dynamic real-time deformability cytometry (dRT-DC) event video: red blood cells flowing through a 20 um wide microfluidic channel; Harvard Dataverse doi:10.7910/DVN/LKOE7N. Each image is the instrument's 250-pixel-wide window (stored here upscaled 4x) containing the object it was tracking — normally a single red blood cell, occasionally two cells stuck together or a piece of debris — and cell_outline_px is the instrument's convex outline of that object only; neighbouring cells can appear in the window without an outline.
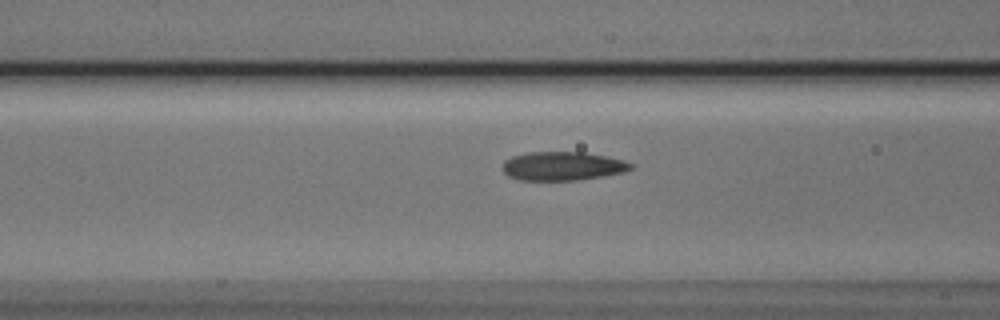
{"species": "Egyptian fruit bat (a non-hibernating species)", "species_latin": "Rousettus aegyptiacus", "temperature_condition": "cold", "stored_images_in_passage": 33, "camera_frame_rate_fps": 3000, "um_per_image_px": 0.085, "animal": {"sex": "male"}, "frame": {"image": 1, "passage_image": 10, "time_ms": 3.0, "image_size_px": [1000, 320], "cell_outline_px": [[632, 168], [624, 172], [576, 180], [520, 180], [508, 176], [504, 172], [504, 160], [512, 156], [528, 152], [584, 152], [608, 156], [624, 160], [632, 164]], "centroid_in_image_um": [47.82, 14.11], "position_along_channel_um": 118.8, "area_um2": 21.39}}
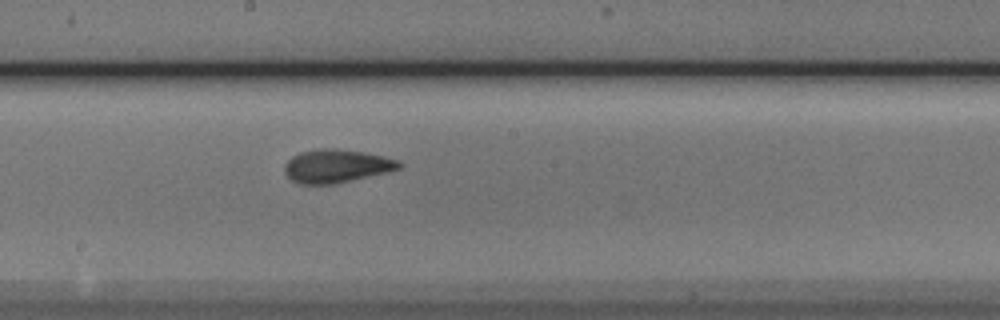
{"frame": {"image": 2, "passage_image": 18, "time_ms": 5.667, "image_size_px": [1000, 320], "cell_outline_px": [[404, 164], [400, 168], [388, 172], [332, 184], [304, 184], [292, 180], [284, 172], [284, 164], [292, 156], [300, 152], [320, 148], [332, 148], [364, 152], [384, 156], [400, 160]], "centroid_in_image_um": [28.62, 14.1], "position_along_channel_um": 219.6, "area_um2": 22.2}}
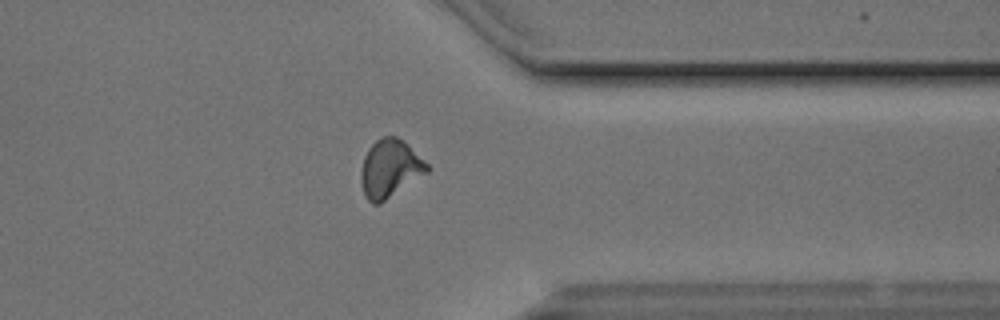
{"frame": {"image": 3, "passage_image": 31, "time_ms": 10.0, "image_size_px": [1000, 320], "cell_outline_px": [[432, 168], [428, 172], [380, 204], [372, 204], [368, 200], [364, 192], [360, 180], [360, 176], [364, 156], [368, 148], [380, 136], [396, 136], [404, 140]], "centroid_in_image_um": [33.15, 14.31], "position_along_channel_um": 378.2, "area_um2": 22.43}}